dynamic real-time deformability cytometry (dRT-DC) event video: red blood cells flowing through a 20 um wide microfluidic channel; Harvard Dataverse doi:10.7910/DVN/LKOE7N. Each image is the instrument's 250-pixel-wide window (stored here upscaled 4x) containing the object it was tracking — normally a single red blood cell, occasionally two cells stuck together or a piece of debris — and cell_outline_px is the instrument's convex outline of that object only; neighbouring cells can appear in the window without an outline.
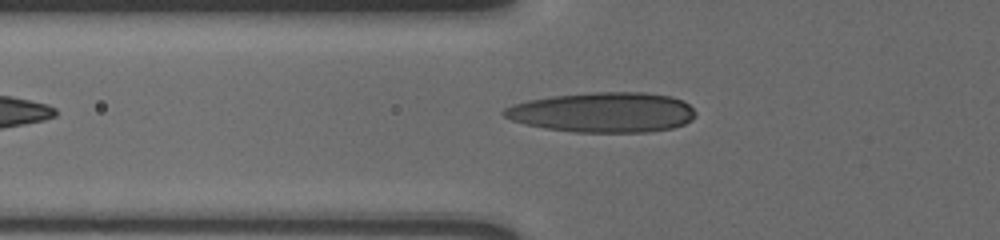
{"species": "human", "species_latin": "Homo sapiens", "temperature_condition": "cold", "stored_images_in_passage": 39, "camera_frame_rate_fps": 3000, "um_per_image_px": 0.085, "donor": {"sex": "male"}, "frame": {"image": 1, "passage_image": 3, "time_ms": 0.667, "image_size_px": [1000, 240], "cell_outline_px": [[696, 116], [692, 120], [684, 124], [672, 128], [648, 132], [572, 132], [544, 128], [512, 120], [504, 116], [500, 112], [504, 108], [512, 104], [528, 100], [552, 96], [592, 92], [644, 92], [672, 96], [688, 104], [696, 112]], "centroid_in_image_um": [51.25, 9.54], "position_along_channel_um": 74.5, "area_um2": 44.85}}
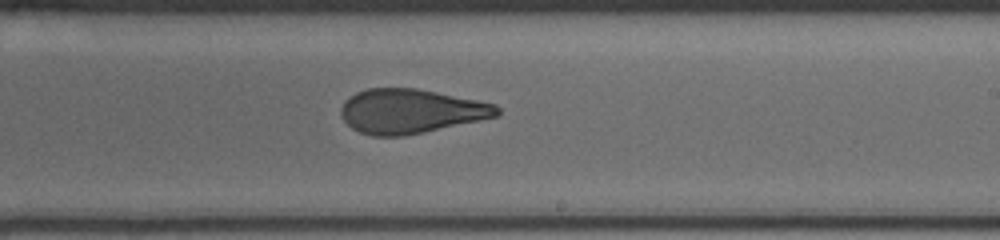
{"frame": {"image": 2, "passage_image": 18, "time_ms": 5.667, "image_size_px": [1000, 240], "cell_outline_px": [[500, 116], [424, 132], [404, 136], [372, 136], [360, 132], [352, 128], [340, 116], [340, 108], [344, 100], [348, 96], [356, 92], [368, 88], [416, 88], [496, 104], [500, 108]], "centroid_in_image_um": [34.89, 9.45], "position_along_channel_um": 254.1, "area_um2": 40.46}}
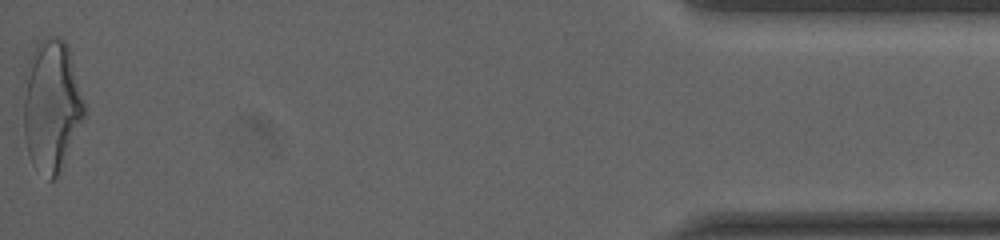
{"frame": {"image": 3, "passage_image": 39, "time_ms": 12.667, "image_size_px": [1000, 240], "cell_outline_px": [[88, 112], [56, 176], [52, 180], [48, 180], [32, 164], [28, 152], [24, 136], [24, 100], [28, 60], [36, 44], [48, 36], [56, 36], [64, 40], [68, 44]], "centroid_in_image_um": [4.41, 8.95], "position_along_channel_um": 430.8, "area_um2": 46.7}, "authors_computed_cell_mechanics": {"area_um2": 41.3848, "velocity_mm_per_s": 3.6284, "shape_relaxation_time_tau1_ms": null, "shape_relaxation_time_tau2_ms": 1.9629, "deformation_change_tau1": null, "deformation_change_tau2": 0.1053}}